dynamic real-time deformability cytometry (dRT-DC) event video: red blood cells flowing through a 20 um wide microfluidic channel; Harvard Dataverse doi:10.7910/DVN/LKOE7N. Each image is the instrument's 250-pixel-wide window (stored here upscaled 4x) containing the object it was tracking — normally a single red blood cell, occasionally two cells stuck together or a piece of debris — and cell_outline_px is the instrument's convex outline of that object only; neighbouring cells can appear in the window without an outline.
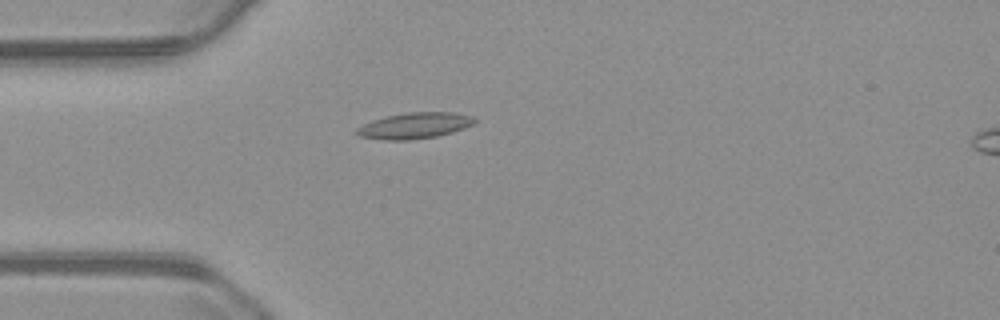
{"species": "common noctule bat (a hibernating species)", "species_latin": "Nyctalus noctula", "temperature_condition": "warm", "stored_images_in_passage": 28, "camera_frame_rate_fps": 3000, "um_per_image_px": 0.085, "animal": {"sex": "male", "body_mass_g": 23.1, "forearm_length_mm": 52.7}, "frame": {"image": 1, "passage_image": 3, "time_ms": 0.667, "image_size_px": [1000, 320], "cell_outline_px": [[476, 120], [472, 124], [464, 128], [452, 132], [436, 136], [412, 140], [384, 140], [360, 136], [352, 132], [356, 128], [372, 120], [384, 116], [408, 112], [452, 112], [472, 116]], "centroid_in_image_um": [35.19, 10.68], "position_along_channel_um": 49.8, "area_um2": 17.92}}
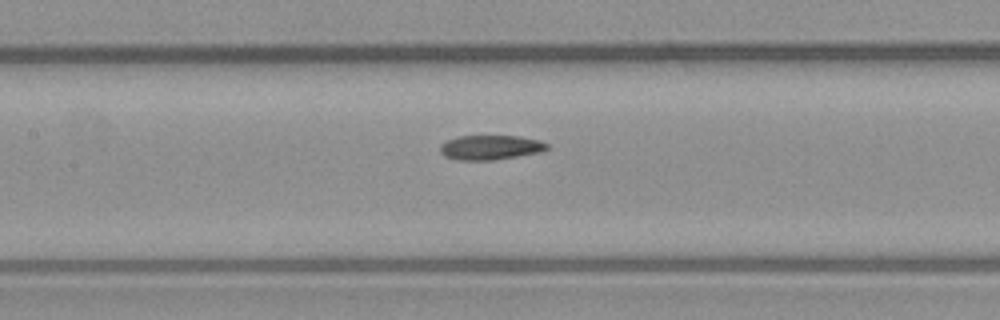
{"frame": {"image": 2, "passage_image": 13, "time_ms": 4.0, "image_size_px": [1000, 320], "cell_outline_px": [[548, 148], [540, 152], [492, 160], [456, 160], [444, 156], [440, 152], [440, 144], [456, 136], [520, 136], [540, 140], [548, 144]], "centroid_in_image_um": [41.66, 12.53], "position_along_channel_um": 165.7, "area_um2": 15.32}}
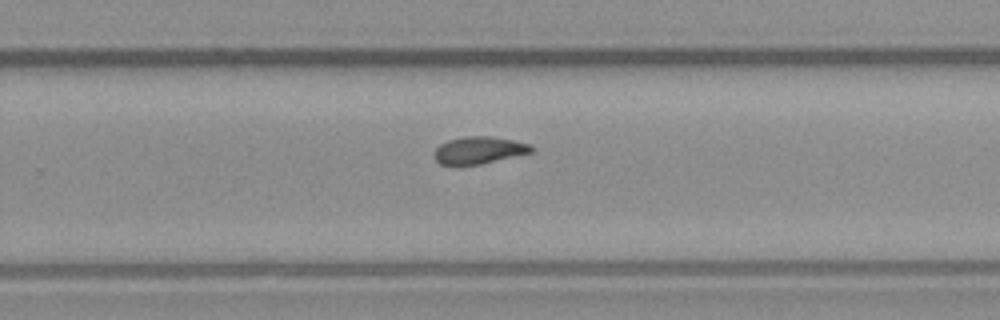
{"frame": {"image": 3, "passage_image": 23, "time_ms": 7.333, "image_size_px": [1000, 320], "cell_outline_px": [[536, 148], [532, 152], [480, 164], [460, 168], [440, 164], [436, 160], [436, 148], [440, 144], [448, 140], [464, 136], [492, 136], [512, 140], [528, 144]], "centroid_in_image_um": [40.68, 12.8], "position_along_channel_um": 289.1, "area_um2": 15.66}}